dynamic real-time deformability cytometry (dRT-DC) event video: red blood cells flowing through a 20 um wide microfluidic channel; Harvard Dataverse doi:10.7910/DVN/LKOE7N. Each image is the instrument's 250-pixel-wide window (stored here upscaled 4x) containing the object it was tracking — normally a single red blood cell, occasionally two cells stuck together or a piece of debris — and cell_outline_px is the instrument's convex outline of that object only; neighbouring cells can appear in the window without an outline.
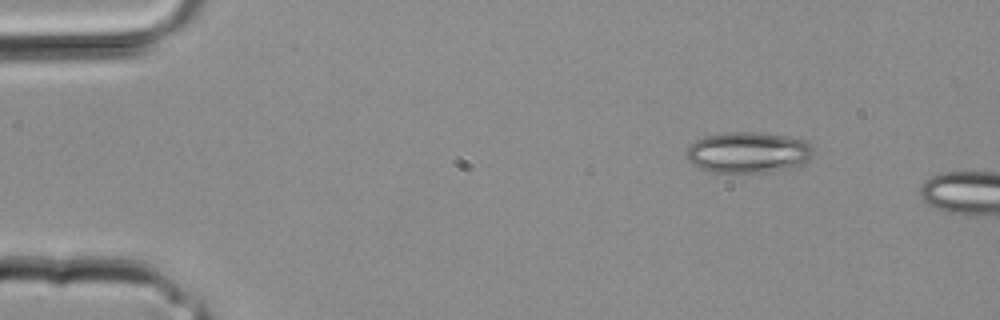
{"species": "common noctule bat (a hibernating species)", "species_latin": "Nyctalus noctula", "temperature_condition": "room temperature", "stored_images_in_passage": 4, "camera_frame_rate_fps": 3000, "um_per_image_px": 0.085, "animal": {"sex": "male", "body_mass_g": 20.4}, "frame": {"image": 1, "passage_image": 2, "time_ms": 0.333, "image_size_px": [1000, 320], "cell_outline_px": [[812, 156], [808, 160], [792, 168], [764, 172], [708, 172], [692, 164], [688, 160], [688, 144], [696, 140], [708, 136], [728, 132], [760, 132], [784, 136], [804, 140], [812, 148]], "centroid_in_image_um": [63.57, 12.96], "position_along_channel_um": 21.4, "area_um2": 30.06}}